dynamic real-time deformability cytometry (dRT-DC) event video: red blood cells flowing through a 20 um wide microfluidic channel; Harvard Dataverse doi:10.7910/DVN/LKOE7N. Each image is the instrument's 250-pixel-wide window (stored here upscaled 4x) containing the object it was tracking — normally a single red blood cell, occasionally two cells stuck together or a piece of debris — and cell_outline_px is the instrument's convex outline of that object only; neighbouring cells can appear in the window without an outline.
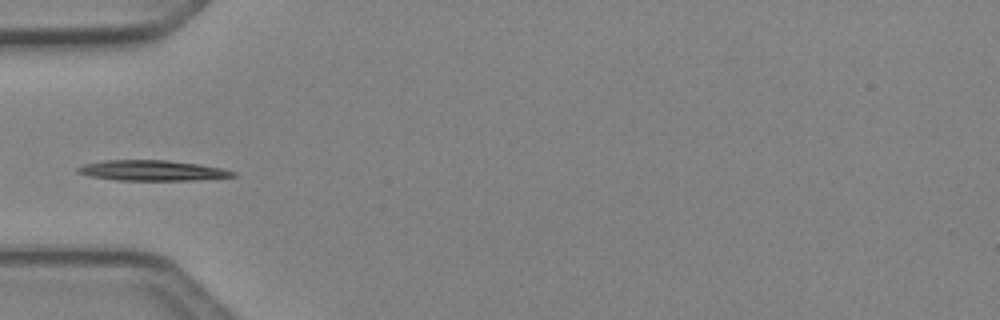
{"species": "Egyptian fruit bat (a non-hibernating species)", "species_latin": "Rousettus aegyptiacus", "temperature_condition": "cold", "stored_images_in_passage": 6, "camera_frame_rate_fps": 3000, "um_per_image_px": 0.085, "animal": {"sex": "female"}, "frame": {"image": 1, "passage_image": 5, "time_ms": 1.333, "image_size_px": [1000, 320], "cell_outline_px": [[236, 176], [196, 180], [116, 180], [88, 176], [76, 172], [76, 168], [84, 164], [104, 160], [168, 160], [200, 164], [220, 168], [236, 172]], "centroid_in_image_um": [12.9, 14.49], "position_along_channel_um": 72.1, "area_um2": 18.5}}
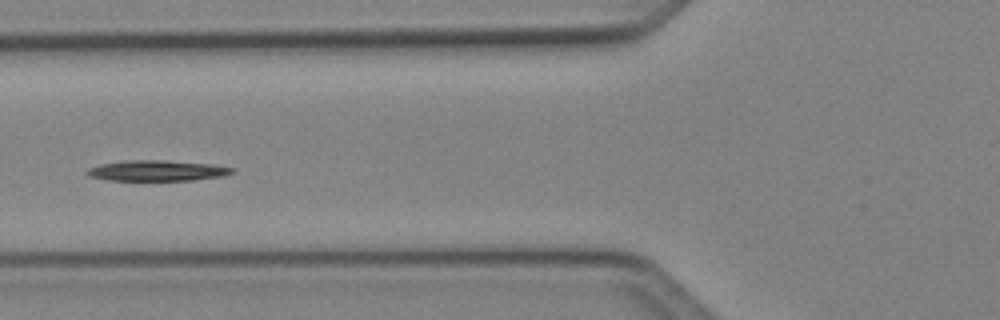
{"frame": {"image": 2, "passage_image": 6, "time_ms": 1.667, "image_size_px": [1000, 320], "cell_outline_px": [[236, 172], [224, 176], [192, 180], [108, 180], [88, 176], [84, 172], [88, 168], [100, 164], [128, 160], [164, 160], [212, 164], [236, 168]], "centroid_in_image_um": [13.38, 14.5], "position_along_channel_um": 112.4, "area_um2": 17.57}}